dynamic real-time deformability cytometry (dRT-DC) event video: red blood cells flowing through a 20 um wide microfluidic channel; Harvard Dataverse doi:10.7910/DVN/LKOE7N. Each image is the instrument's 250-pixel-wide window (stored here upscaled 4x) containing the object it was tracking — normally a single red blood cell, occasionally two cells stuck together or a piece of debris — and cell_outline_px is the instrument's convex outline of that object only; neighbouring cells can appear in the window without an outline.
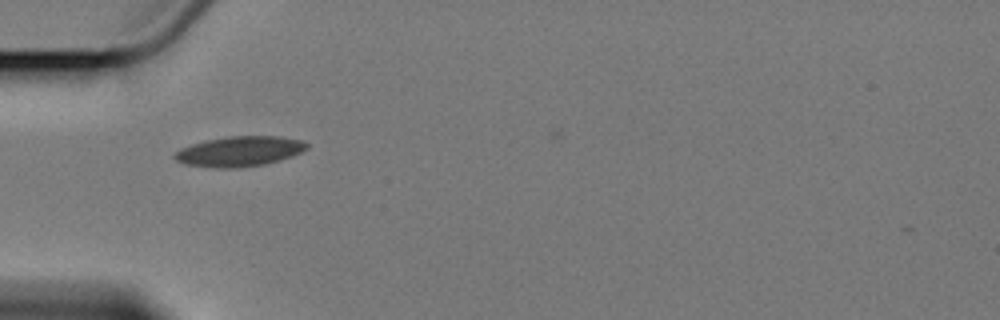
{"species": "Egyptian fruit bat (a non-hibernating species)", "species_latin": "Rousettus aegyptiacus", "temperature_condition": "cold", "stored_images_in_passage": 2, "camera_frame_rate_fps": 3000, "um_per_image_px": 0.085, "animal": {"sex": "female"}, "frame": {"image": 1, "passage_image": 1, "time_ms": 0.0, "image_size_px": [1000, 320], "cell_outline_px": [[308, 148], [292, 156], [280, 160], [264, 164], [240, 168], [212, 168], [184, 164], [176, 160], [172, 156], [180, 148], [204, 140], [228, 136], [280, 136], [304, 140], [308, 144]], "centroid_in_image_um": [20.35, 12.86], "position_along_channel_um": 64.7, "area_um2": 23.47}}
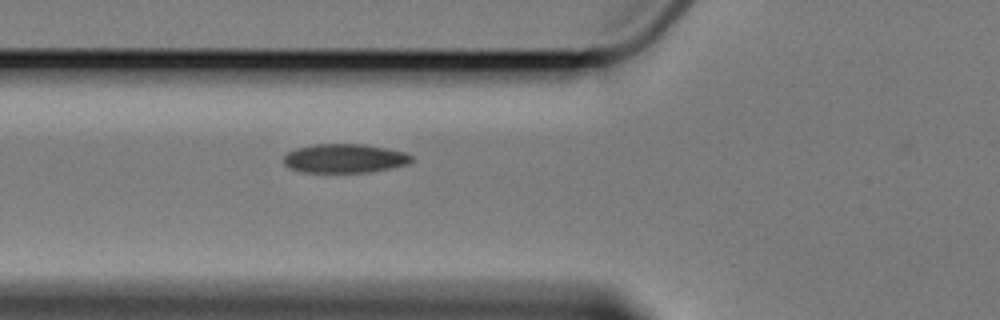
{"frame": {"image": 2, "passage_image": 2, "time_ms": 1.0, "image_size_px": [1000, 320], "cell_outline_px": [[412, 160], [408, 164], [368, 172], [300, 172], [288, 168], [284, 164], [284, 156], [288, 152], [296, 148], [316, 144], [364, 144], [388, 148], [404, 152], [412, 156]], "centroid_in_image_um": [29.26, 13.46], "position_along_channel_um": 96.5, "area_um2": 21.56}}